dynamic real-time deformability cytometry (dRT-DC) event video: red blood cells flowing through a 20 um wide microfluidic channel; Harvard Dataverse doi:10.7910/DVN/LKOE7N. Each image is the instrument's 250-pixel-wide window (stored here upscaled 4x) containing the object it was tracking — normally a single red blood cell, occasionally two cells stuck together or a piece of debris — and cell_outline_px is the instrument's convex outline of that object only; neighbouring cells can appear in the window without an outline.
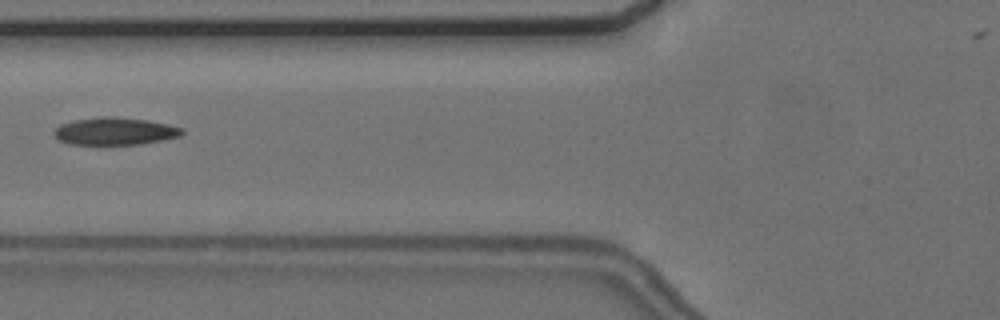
{"species": "common noctule bat (a hibernating species)", "species_latin": "Nyctalus noctula", "temperature_condition": "cold", "stored_images_in_passage": 9, "camera_frame_rate_fps": 3000, "um_per_image_px": 0.085, "animal": {"sex": "female", "body_mass_g": 24.6, "forearm_length_mm": 56.2}, "frame": {"image": 1, "passage_image": 6, "time_ms": 7.0, "image_size_px": [1000, 320], "cell_outline_px": [[184, 132], [180, 136], [140, 144], [68, 144], [60, 140], [52, 132], [60, 124], [72, 120], [104, 116], [112, 116], [148, 120], [168, 124], [184, 128]], "centroid_in_image_um": [9.76, 11.14], "position_along_channel_um": 116.0, "area_um2": 20.46}}
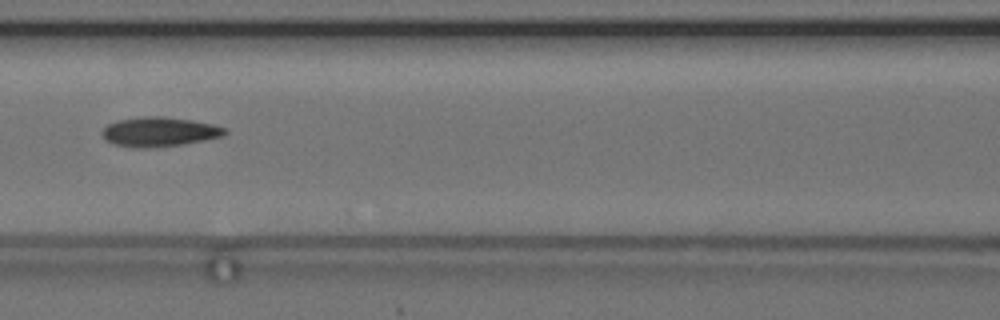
{"frame": {"image": 2, "passage_image": 7, "time_ms": 8.0, "image_size_px": [1000, 320], "cell_outline_px": [[228, 132], [224, 136], [184, 144], [148, 148], [140, 148], [116, 144], [108, 140], [100, 132], [108, 124], [116, 120], [144, 116], [164, 116], [192, 120], [212, 124], [224, 128]], "centroid_in_image_um": [13.56, 11.19], "position_along_channel_um": 153.0, "area_um2": 20.98}}